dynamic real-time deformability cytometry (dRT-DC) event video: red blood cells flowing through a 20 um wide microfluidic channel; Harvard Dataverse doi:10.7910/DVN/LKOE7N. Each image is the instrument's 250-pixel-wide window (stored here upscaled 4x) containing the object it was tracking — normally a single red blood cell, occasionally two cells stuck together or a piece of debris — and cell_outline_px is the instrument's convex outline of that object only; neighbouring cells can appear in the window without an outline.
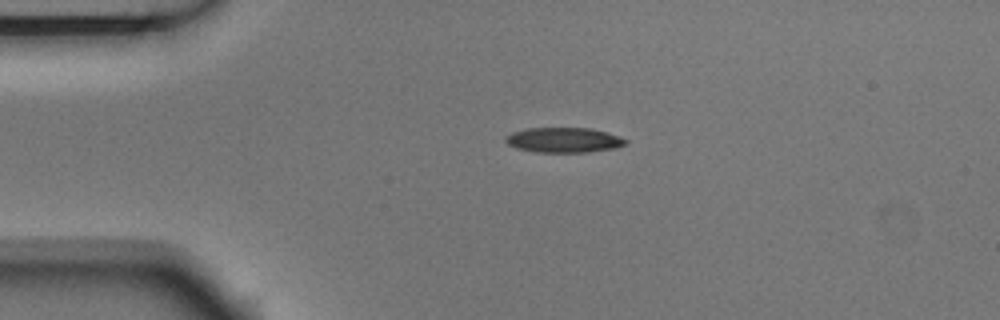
{"species": "Egyptian fruit bat (a non-hibernating species)", "species_latin": "Rousettus aegyptiacus", "temperature_condition": "room temperature", "stored_images_in_passage": 2, "camera_frame_rate_fps": 3000, "um_per_image_px": 0.085, "animal": {"sex": "male"}, "frame": {"image": 1, "passage_image": 1, "time_ms": 0.0, "image_size_px": [1000, 320], "cell_outline_px": [[628, 140], [624, 144], [616, 148], [588, 152], [536, 152], [516, 148], [508, 144], [504, 140], [504, 136], [512, 132], [528, 128], [592, 128], [608, 132], [620, 136]], "centroid_in_image_um": [47.92, 11.9], "position_along_channel_um": 37.1, "area_um2": 17.63}}